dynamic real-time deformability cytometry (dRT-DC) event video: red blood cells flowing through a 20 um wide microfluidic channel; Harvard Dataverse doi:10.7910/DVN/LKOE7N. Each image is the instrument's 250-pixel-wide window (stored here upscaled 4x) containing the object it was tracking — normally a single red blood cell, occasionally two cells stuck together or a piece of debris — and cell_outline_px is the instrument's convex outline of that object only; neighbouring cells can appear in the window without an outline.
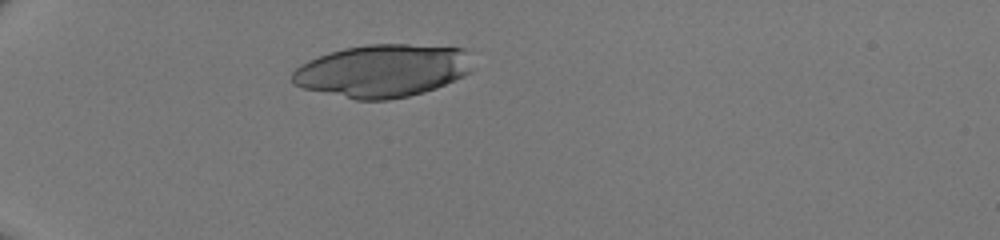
{"species": "human", "species_latin": "Homo sapiens", "temperature_condition": "room temperature", "stored_images_in_passage": 34, "camera_frame_rate_fps": 3000, "um_per_image_px": 0.085, "donor": {"sex": "male"}, "frame": {"image": 1, "passage_image": 1, "time_ms": 0.0, "image_size_px": [1000, 240], "cell_outline_px": [[472, 72], [464, 76], [436, 88], [424, 92], [408, 96], [388, 100], [356, 100], [304, 88], [292, 84], [292, 72], [300, 64], [308, 60], [328, 52], [344, 48], [368, 44], [408, 44], [464, 48], [472, 68]], "centroid_in_image_um": [32.5, 6.01], "position_along_channel_um": 52.5, "area_um2": 55.55}}